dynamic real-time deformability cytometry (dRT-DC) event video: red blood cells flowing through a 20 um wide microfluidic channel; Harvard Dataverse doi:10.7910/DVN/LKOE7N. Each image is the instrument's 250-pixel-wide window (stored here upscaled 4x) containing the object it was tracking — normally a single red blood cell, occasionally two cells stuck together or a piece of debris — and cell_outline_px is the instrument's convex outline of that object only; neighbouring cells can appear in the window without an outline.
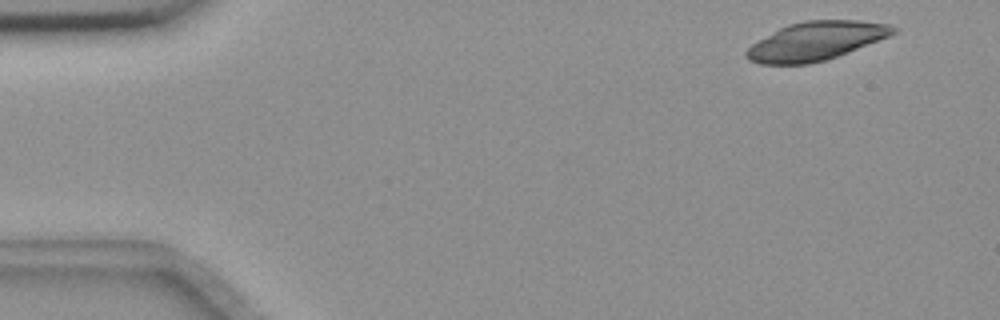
{"species": "common noctule bat (a hibernating species)", "species_latin": "Nyctalus noctula", "temperature_condition": "room temperature", "stored_images_in_passage": 53, "camera_frame_rate_fps": 3000, "um_per_image_px": 0.085, "animal": {"sex": "female", "body_mass_g": 18.4}, "frame": {"image": 1, "passage_image": 3, "time_ms": 0.667, "image_size_px": [1000, 320], "cell_outline_px": [[900, 28], [896, 32], [888, 36], [836, 56], [824, 60], [808, 64], [760, 64], [748, 60], [744, 56], [744, 52], [752, 44], [780, 28], [788, 24], [804, 20], [860, 20], [888, 24]], "centroid_in_image_um": [69.32, 3.48], "position_along_channel_um": 15.7, "area_um2": 32.66}}